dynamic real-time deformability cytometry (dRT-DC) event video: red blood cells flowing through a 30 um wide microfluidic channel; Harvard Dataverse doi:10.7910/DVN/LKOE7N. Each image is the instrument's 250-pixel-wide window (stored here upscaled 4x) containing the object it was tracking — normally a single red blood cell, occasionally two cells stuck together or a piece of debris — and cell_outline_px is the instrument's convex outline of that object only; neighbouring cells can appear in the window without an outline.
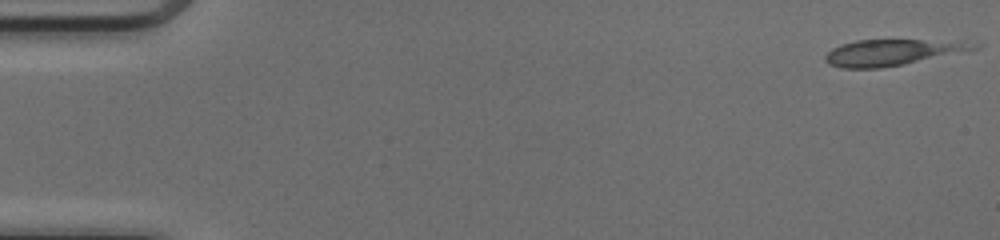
{"species": "common noctule bat (a hibernating species)", "species_latin": "Nyctalus noctula", "temperature_condition": "cold", "stored_images_in_passage": 6, "camera_frame_rate_fps": 3000, "um_per_image_px": 0.085, "animal": {"sex": "female", "body_mass_g": 17.0, "forearm_length_mm": 48.0}, "frame": {"image": 1, "passage_image": 1, "time_ms": 0.0, "image_size_px": [1000, 240], "cell_outline_px": [[984, 44], [980, 48], [968, 52], [904, 64], [880, 68], [840, 68], [828, 64], [824, 60], [824, 56], [832, 48], [840, 44], [856, 40], [920, 40]], "centroid_in_image_um": [75.82, 4.47], "position_along_channel_um": 9.2, "area_um2": 22.66}}